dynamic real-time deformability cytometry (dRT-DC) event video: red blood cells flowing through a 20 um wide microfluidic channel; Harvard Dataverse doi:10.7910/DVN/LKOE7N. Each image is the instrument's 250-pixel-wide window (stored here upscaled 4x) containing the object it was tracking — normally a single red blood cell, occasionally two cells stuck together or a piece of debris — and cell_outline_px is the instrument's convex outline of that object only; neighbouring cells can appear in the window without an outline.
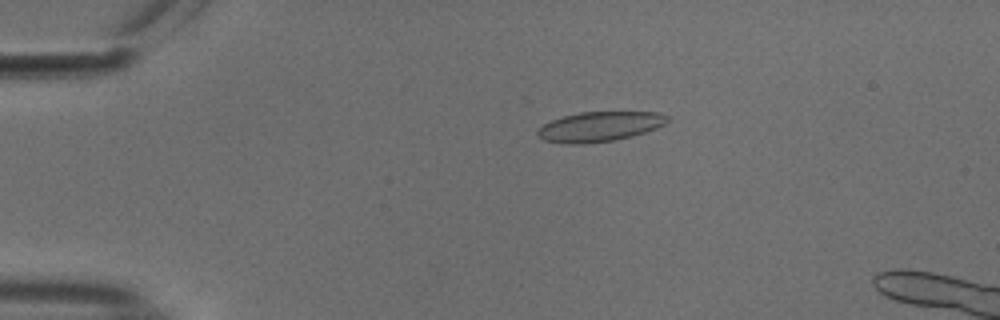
{"species": "common noctule bat (a hibernating species)", "species_latin": "Nyctalus noctula", "temperature_condition": "cold", "stored_images_in_passage": 10, "camera_frame_rate_fps": 3000, "um_per_image_px": 0.085, "animal": {"sex": "male", "body_mass_g": 18.8}, "frame": {"image": 1, "passage_image": 4, "time_ms": 1.0, "image_size_px": [1000, 320], "cell_outline_px": [[668, 120], [664, 124], [656, 128], [632, 136], [616, 140], [584, 144], [568, 144], [544, 140], [536, 136], [536, 132], [544, 124], [552, 120], [564, 116], [580, 112], [660, 112], [668, 116]], "centroid_in_image_um": [50.95, 10.76], "position_along_channel_um": 34.0, "area_um2": 22.54}}